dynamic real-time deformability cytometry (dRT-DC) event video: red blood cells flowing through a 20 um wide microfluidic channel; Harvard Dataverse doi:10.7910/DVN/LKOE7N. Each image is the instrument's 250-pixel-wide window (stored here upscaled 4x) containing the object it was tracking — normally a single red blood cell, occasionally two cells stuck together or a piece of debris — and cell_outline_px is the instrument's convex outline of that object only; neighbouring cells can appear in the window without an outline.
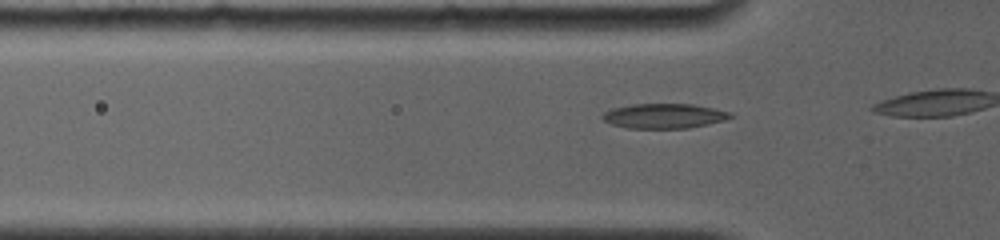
{"species": "common noctule bat (a hibernating species)", "species_latin": "Nyctalus noctula", "temperature_condition": "room temperature", "stored_images_in_passage": 7, "camera_frame_rate_fps": 4000, "um_per_image_px": 0.085, "animal": {"sex": "female", "body_mass_g": 19.0, "forearm_length_mm": 56.7}, "frame": {"image": 1, "passage_image": 4, "time_ms": 0.75, "image_size_px": [1000, 240], "cell_outline_px": [[736, 116], [724, 120], [708, 124], [688, 128], [628, 128], [612, 124], [604, 120], [600, 116], [604, 112], [612, 108], [632, 104], [692, 104], [732, 112]], "centroid_in_image_um": [56.46, 9.85], "position_along_channel_um": 69.3, "area_um2": 18.5}}